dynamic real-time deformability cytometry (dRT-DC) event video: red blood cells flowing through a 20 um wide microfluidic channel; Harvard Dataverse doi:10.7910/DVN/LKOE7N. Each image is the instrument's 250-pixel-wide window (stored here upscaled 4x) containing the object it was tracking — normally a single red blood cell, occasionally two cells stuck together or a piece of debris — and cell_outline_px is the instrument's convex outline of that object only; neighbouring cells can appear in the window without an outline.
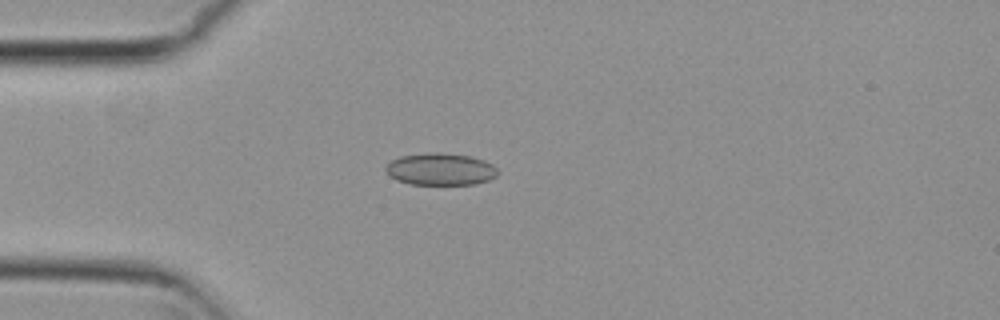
{"species": "common noctule bat (a hibernating species)", "species_latin": "Nyctalus noctula", "temperature_condition": "cold", "stored_images_in_passage": 1, "camera_frame_rate_fps": 3000, "um_per_image_px": 0.085, "animal": {"sex": "female", "body_mass_g": 29.2, "forearm_length_mm": 56.3}, "frame": {"image": 1, "passage_image": 1, "time_ms": 0.0, "image_size_px": [1000, 320], "cell_outline_px": [[496, 176], [488, 180], [476, 184], [412, 184], [396, 180], [384, 168], [392, 160], [400, 156], [428, 152], [440, 152], [468, 156], [484, 160], [492, 164], [496, 168]], "centroid_in_image_um": [37.44, 14.37], "position_along_channel_um": 47.6, "area_um2": 20.75}}